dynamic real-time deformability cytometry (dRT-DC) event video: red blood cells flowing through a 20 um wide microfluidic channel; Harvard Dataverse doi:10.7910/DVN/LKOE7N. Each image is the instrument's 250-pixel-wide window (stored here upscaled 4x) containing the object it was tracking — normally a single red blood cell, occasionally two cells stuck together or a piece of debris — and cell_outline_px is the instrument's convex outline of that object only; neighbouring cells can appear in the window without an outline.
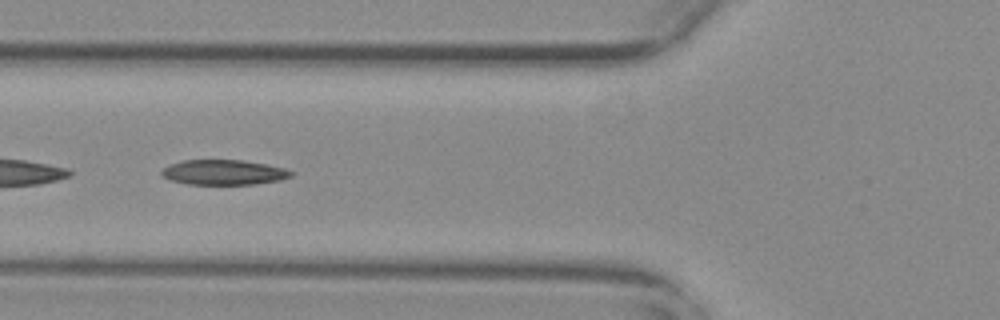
{"species": "common noctule bat (a hibernating species)", "species_latin": "Nyctalus noctula", "temperature_condition": "warm", "stored_images_in_passage": 55, "camera_frame_rate_fps": 3000, "um_per_image_px": 0.085, "animal": {"sex": "female", "body_mass_g": 29.2, "forearm_length_mm": 56.3}, "frame": {"image": 1, "passage_image": 21, "time_ms": 6.667, "image_size_px": [1000, 320], "cell_outline_px": [[296, 172], [292, 176], [280, 180], [256, 184], [188, 184], [168, 180], [160, 176], [160, 172], [164, 168], [172, 164], [184, 160], [240, 160], [264, 164], [284, 168]], "centroid_in_image_um": [19.01, 14.66], "position_along_channel_um": 106.8, "area_um2": 18.9}}
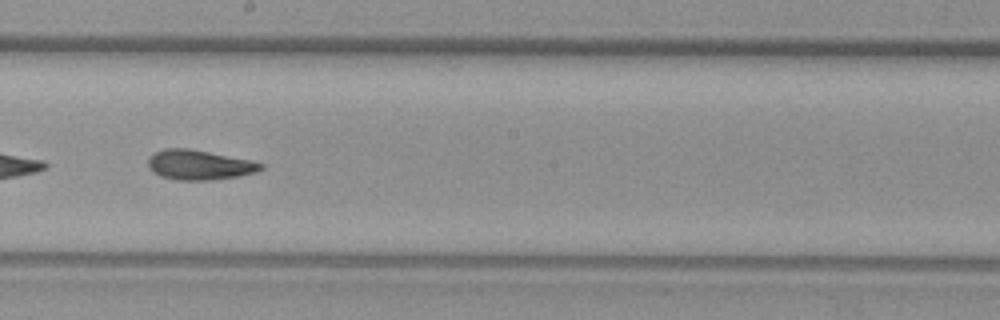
{"frame": {"image": 2, "passage_image": 31, "time_ms": 10.0, "image_size_px": [1000, 320], "cell_outline_px": [[264, 168], [256, 172], [240, 176], [212, 180], [176, 180], [160, 176], [152, 172], [148, 168], [148, 156], [164, 148], [188, 148], [252, 160], [264, 164]], "centroid_in_image_um": [16.93, 14.02], "position_along_channel_um": 231.3, "area_um2": 19.83}}
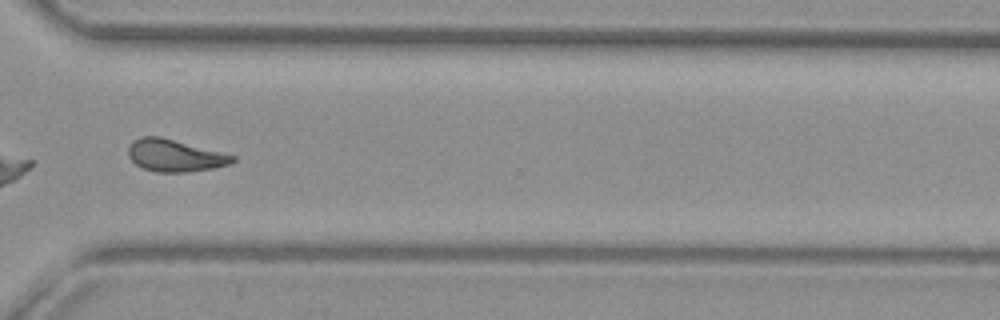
{"frame": {"image": 3, "passage_image": 41, "time_ms": 13.333, "image_size_px": [1000, 320], "cell_outline_px": [[236, 160], [232, 164], [212, 168], [188, 172], [156, 172], [144, 168], [136, 164], [128, 156], [128, 148], [132, 140], [144, 136], [160, 136], [236, 156]], "centroid_in_image_um": [14.86, 13.22], "position_along_channel_um": 355.7, "area_um2": 19.48}, "authors_computed_cell_mechanics": {"area_um2": 19.941, "velocity_mm_per_s": 3.7317, "shape_relaxation_time_tau1_ms": null, "shape_relaxation_time_tau2_ms": 2.9748, "deformation_change_tau1": null, "deformation_change_tau2": 0.0898}}